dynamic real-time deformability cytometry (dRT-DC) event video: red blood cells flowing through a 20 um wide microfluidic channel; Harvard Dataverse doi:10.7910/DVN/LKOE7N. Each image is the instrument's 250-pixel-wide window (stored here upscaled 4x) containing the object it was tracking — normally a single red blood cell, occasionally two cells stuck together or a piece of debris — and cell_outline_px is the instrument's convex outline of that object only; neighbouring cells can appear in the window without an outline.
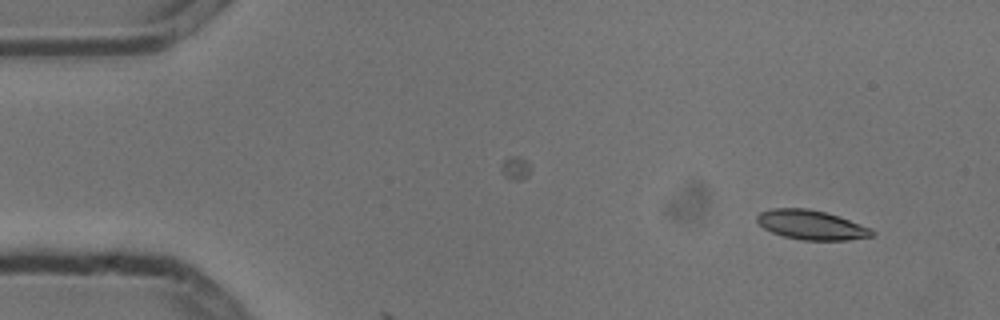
{"species": "common noctule bat (a hibernating species)", "species_latin": "Nyctalus noctula", "temperature_condition": "cold", "stored_images_in_passage": 2, "camera_frame_rate_fps": 3000, "um_per_image_px": 0.085, "animal": {"sex": "male", "body_mass_g": 13.3}, "frame": {"image": 1, "passage_image": 1, "time_ms": 0.0, "image_size_px": [1000, 320], "cell_outline_px": [[876, 236], [848, 240], [800, 240], [784, 236], [772, 232], [764, 228], [756, 220], [756, 216], [760, 212], [772, 208], [808, 208], [840, 216], [872, 228], [876, 232]], "centroid_in_image_um": [69.01, 19.12], "position_along_channel_um": 16.0, "area_um2": 19.94}}